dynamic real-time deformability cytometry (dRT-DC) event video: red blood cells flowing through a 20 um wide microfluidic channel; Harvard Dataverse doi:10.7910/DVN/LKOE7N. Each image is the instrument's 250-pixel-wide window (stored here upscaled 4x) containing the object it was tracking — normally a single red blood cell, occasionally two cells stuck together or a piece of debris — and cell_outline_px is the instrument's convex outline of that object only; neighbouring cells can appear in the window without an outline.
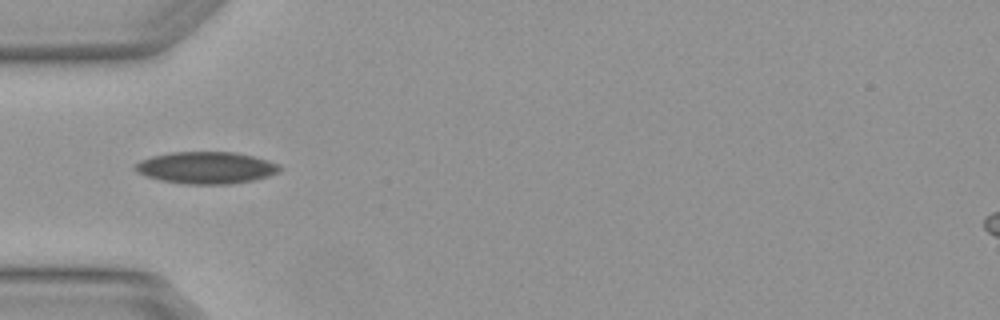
{"species": "Egyptian fruit bat (a non-hibernating species)", "species_latin": "Rousettus aegyptiacus", "temperature_condition": "warm", "stored_images_in_passage": 5, "camera_frame_rate_fps": 3000, "um_per_image_px": 0.085, "animal": {"sex": "female"}, "frame": {"image": 1, "passage_image": 4, "time_ms": 1.0, "image_size_px": [1000, 320], "cell_outline_px": [[280, 172], [268, 176], [252, 180], [232, 184], [184, 184], [160, 180], [144, 176], [136, 172], [132, 168], [132, 164], [140, 160], [152, 156], [172, 152], [232, 152], [252, 156], [268, 160], [280, 164]], "centroid_in_image_um": [17.47, 14.26], "position_along_channel_um": 67.5, "area_um2": 27.11}}
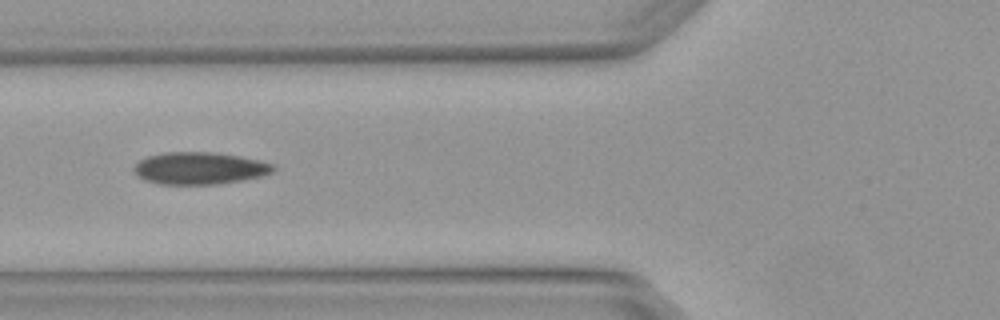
{"frame": {"image": 2, "passage_image": 5, "time_ms": 1.333, "image_size_px": [1000, 320], "cell_outline_px": [[276, 168], [272, 172], [264, 176], [220, 184], [160, 184], [144, 180], [136, 176], [132, 168], [140, 160], [148, 156], [164, 152], [212, 152], [240, 156], [260, 160], [272, 164]], "centroid_in_image_um": [16.96, 14.3], "position_along_channel_um": 108.8, "area_um2": 26.3}}